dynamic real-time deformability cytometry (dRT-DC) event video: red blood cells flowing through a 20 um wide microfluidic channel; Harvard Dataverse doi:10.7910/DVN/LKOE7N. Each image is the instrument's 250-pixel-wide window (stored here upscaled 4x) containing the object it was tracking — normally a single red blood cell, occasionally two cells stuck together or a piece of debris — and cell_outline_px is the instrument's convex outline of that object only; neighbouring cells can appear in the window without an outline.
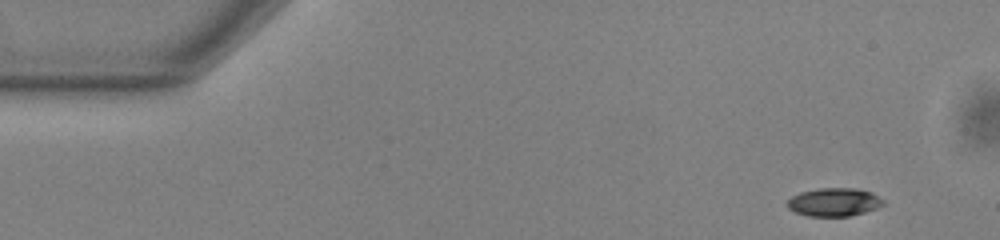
{"species": "common noctule bat (a hibernating species)", "species_latin": "Nyctalus noctula", "temperature_condition": "warm", "stored_images_in_passage": 51, "camera_frame_rate_fps": 3000, "um_per_image_px": 0.085, "animal": {"sex": "male", "body_mass_g": 13.0, "forearm_length_mm": 53.1}, "frame": {"image": 1, "passage_image": 1, "time_ms": 0.0, "image_size_px": [1000, 240], "cell_outline_px": [[884, 204], [876, 208], [864, 212], [848, 216], [808, 216], [796, 212], [788, 208], [788, 200], [792, 196], [800, 192], [820, 188], [856, 188], [872, 192], [884, 200]], "centroid_in_image_um": [70.91, 17.17], "position_along_channel_um": 14.1, "area_um2": 15.72}}
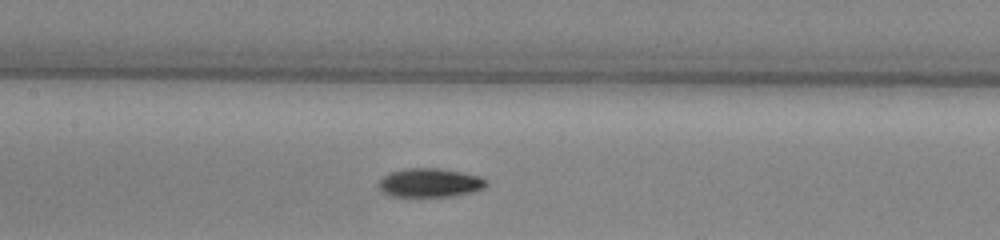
{"frame": {"image": 2, "passage_image": 22, "time_ms": 7.0, "image_size_px": [1000, 240], "cell_outline_px": [[488, 184], [484, 188], [472, 192], [452, 196], [392, 196], [384, 192], [376, 184], [388, 172], [408, 168], [440, 168], [464, 172], [480, 176], [488, 180]], "centroid_in_image_um": [36.57, 15.52], "position_along_channel_um": 170.8, "area_um2": 18.21}}
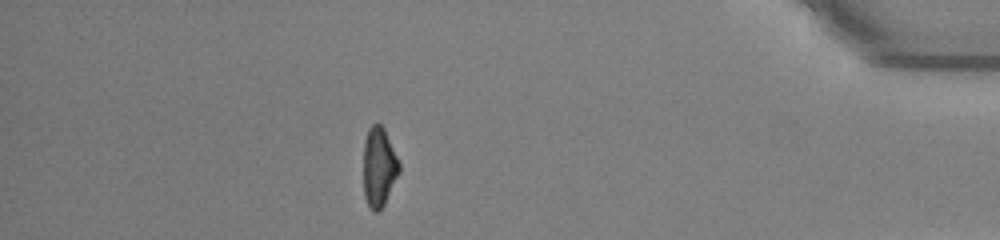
{"frame": {"image": 3, "passage_image": 44, "time_ms": 14.333, "image_size_px": [1000, 240], "cell_outline_px": [[400, 172], [384, 204], [376, 212], [372, 212], [364, 196], [364, 140], [368, 128], [372, 124], [380, 124], [384, 128], [400, 164]], "centroid_in_image_um": [32.21, 14.19], "position_along_channel_um": 403.0, "area_um2": 16.47}, "authors_computed_cell_mechanics": {"area_um2": 16.9354, "velocity_mm_per_s": 3.8225, "shape_relaxation_time_tau1_ms": 5.9645, "shape_relaxation_time_tau2_ms": 6.3742, "deformation_change_tau1": 0.1877, "deformation_change_tau2": 0.1363}}